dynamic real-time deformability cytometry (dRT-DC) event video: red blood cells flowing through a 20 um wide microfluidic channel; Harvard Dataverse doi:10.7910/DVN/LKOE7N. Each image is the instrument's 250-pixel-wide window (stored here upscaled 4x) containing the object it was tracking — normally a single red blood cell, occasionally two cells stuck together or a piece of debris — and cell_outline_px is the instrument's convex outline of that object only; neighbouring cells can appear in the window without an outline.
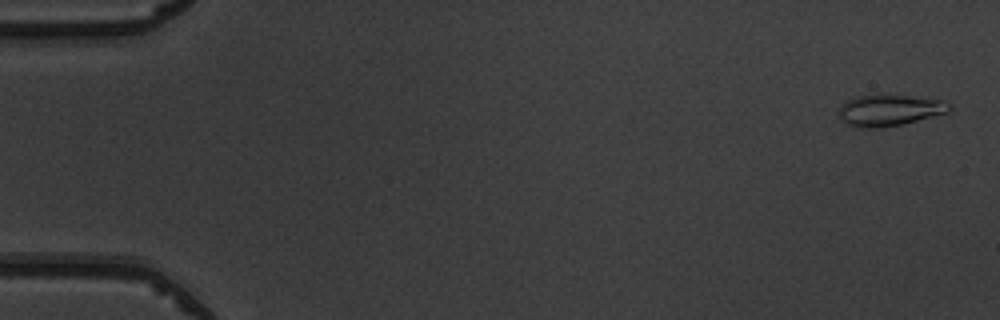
{"species": "common noctule bat (a hibernating species)", "species_latin": "Nyctalus noctula", "temperature_condition": "warm", "stored_images_in_passage": 8, "camera_frame_rate_fps": 3000, "um_per_image_px": 0.085, "animal": {"sex": "male", "body_mass_g": 19.5, "forearm_length_mm": 54.6}, "frame": {"image": 1, "passage_image": 2, "time_ms": 0.333, "image_size_px": [1000, 320], "cell_outline_px": [[952, 108], [948, 112], [904, 124], [880, 128], [856, 128], [844, 124], [840, 120], [836, 112], [848, 100], [856, 96], [908, 96], [944, 100]], "centroid_in_image_um": [75.55, 9.41], "position_along_channel_um": 9.4, "area_um2": 20.11}}